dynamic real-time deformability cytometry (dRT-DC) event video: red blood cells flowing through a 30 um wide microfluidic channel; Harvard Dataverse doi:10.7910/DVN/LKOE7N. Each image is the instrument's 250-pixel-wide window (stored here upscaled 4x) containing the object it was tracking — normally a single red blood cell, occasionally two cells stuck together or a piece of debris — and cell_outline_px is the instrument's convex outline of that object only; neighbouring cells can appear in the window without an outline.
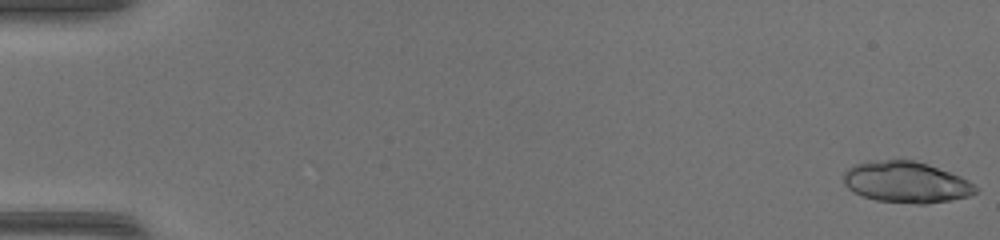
{"species": "common noctule bat (a hibernating species)", "species_latin": "Nyctalus noctula", "temperature_condition": "warm", "stored_images_in_passage": 48, "camera_frame_rate_fps": 3000, "um_per_image_px": 0.085, "animal": {"sex": "female", "body_mass_g": 17.0, "forearm_length_mm": 48.0}, "frame": {"image": 1, "passage_image": 1, "time_ms": 0.0, "image_size_px": [1000, 240], "cell_outline_px": [[976, 192], [968, 196], [948, 200], [924, 204], [920, 204], [876, 200], [864, 196], [848, 188], [844, 184], [844, 172], [848, 168], [856, 164], [868, 160], [912, 160], [928, 164], [960, 176], [968, 180], [976, 188]], "centroid_in_image_um": [77.0, 15.47], "position_along_channel_um": 8.0, "area_um2": 31.33}}
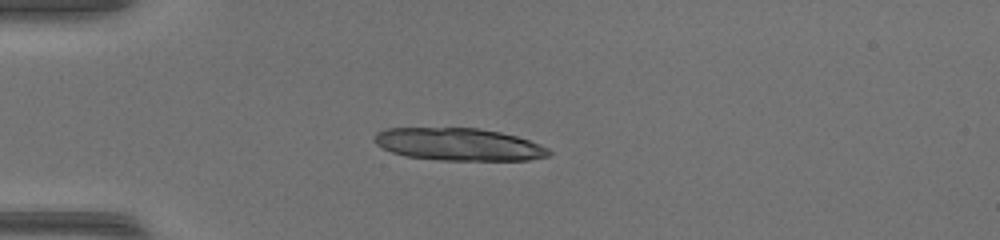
{"frame": {"image": 2, "passage_image": 14, "time_ms": 4.333, "image_size_px": [1000, 240], "cell_outline_px": [[552, 156], [528, 160], [440, 160], [404, 156], [392, 152], [376, 144], [372, 140], [372, 136], [376, 132], [384, 128], [480, 128], [500, 132], [516, 136], [528, 140], [548, 148], [552, 152]], "centroid_in_image_um": [38.97, 12.27], "position_along_channel_um": 46.0, "area_um2": 33.23}}
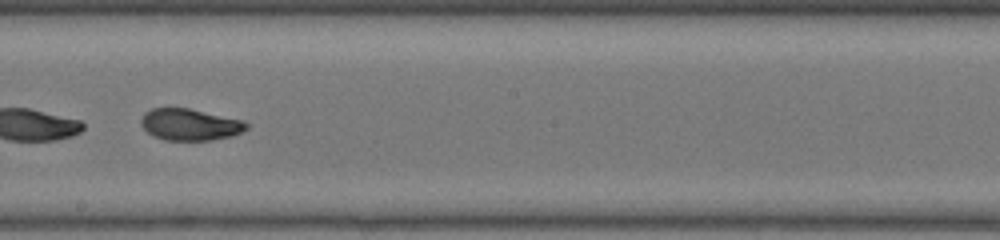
{"frame": {"image": 3, "passage_image": 29, "time_ms": 9.333, "image_size_px": [1000, 240], "cell_outline_px": [[248, 128], [232, 136], [212, 140], [164, 140], [152, 136], [140, 124], [140, 120], [144, 112], [152, 108], [188, 108], [244, 120], [248, 124]], "centroid_in_image_um": [16.13, 10.59], "position_along_channel_um": 232.1, "area_um2": 19.54}}